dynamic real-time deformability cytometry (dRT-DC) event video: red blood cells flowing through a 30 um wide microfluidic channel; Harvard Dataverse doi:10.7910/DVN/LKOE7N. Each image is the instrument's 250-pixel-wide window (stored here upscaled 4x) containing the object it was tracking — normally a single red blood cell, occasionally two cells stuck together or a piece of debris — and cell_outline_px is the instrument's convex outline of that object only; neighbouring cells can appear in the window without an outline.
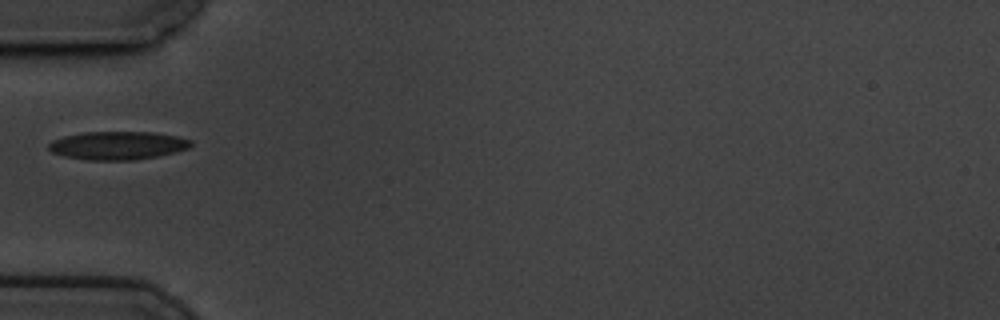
{"species": "common noctule bat (a hibernating species)", "species_latin": "Nyctalus noctula", "temperature_condition": "cold", "stored_images_in_passage": 40, "camera_frame_rate_fps": 3000, "um_per_image_px": 0.085, "animal": {"sex": "male", "body_mass_g": 19.5, "forearm_length_mm": 54.6}, "frame": {"image": 1, "passage_image": 1, "time_ms": 0.0, "image_size_px": [1000, 320], "cell_outline_px": [[192, 144], [188, 148], [176, 152], [136, 160], [88, 160], [64, 156], [52, 152], [48, 148], [48, 144], [52, 140], [64, 136], [84, 132], [152, 132], [176, 136], [192, 140]], "centroid_in_image_um": [9.99, 12.36], "position_along_channel_um": 75.0, "area_um2": 23.41}}
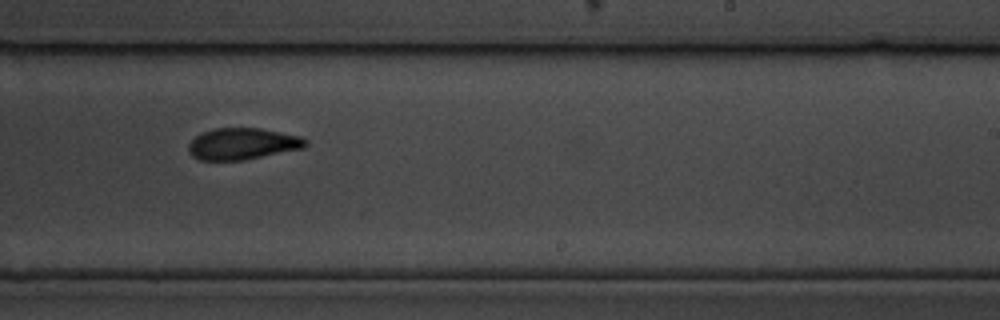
{"frame": {"image": 2, "passage_image": 18, "time_ms": 5.667, "image_size_px": [1000, 320], "cell_outline_px": [[308, 144], [304, 148], [244, 160], [200, 160], [192, 156], [188, 152], [188, 144], [196, 136], [212, 128], [260, 128], [300, 136], [308, 140]], "centroid_in_image_um": [20.62, 12.22], "position_along_channel_um": 268.4, "area_um2": 21.56}}
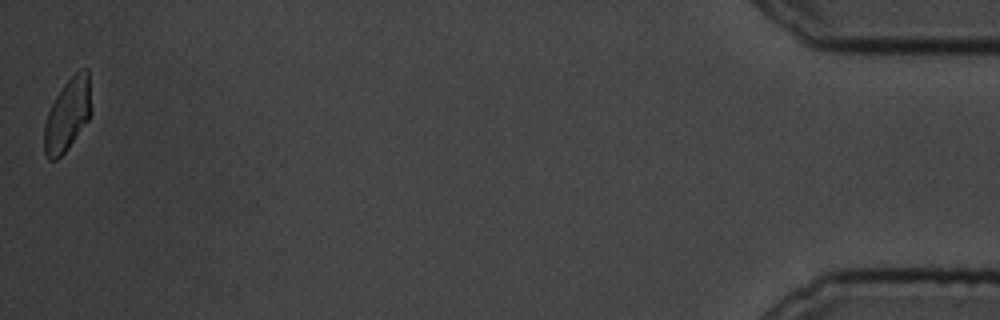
{"frame": {"image": 3, "passage_image": 40, "time_ms": 13.0, "image_size_px": [1000, 320], "cell_outline_px": [[92, 112], [88, 120], [64, 152], [56, 160], [48, 160], [44, 152], [44, 124], [48, 112], [56, 96], [64, 84], [80, 68], [88, 68]], "centroid_in_image_um": [5.75, 9.73], "position_along_channel_um": 429.5, "area_um2": 19.77}}